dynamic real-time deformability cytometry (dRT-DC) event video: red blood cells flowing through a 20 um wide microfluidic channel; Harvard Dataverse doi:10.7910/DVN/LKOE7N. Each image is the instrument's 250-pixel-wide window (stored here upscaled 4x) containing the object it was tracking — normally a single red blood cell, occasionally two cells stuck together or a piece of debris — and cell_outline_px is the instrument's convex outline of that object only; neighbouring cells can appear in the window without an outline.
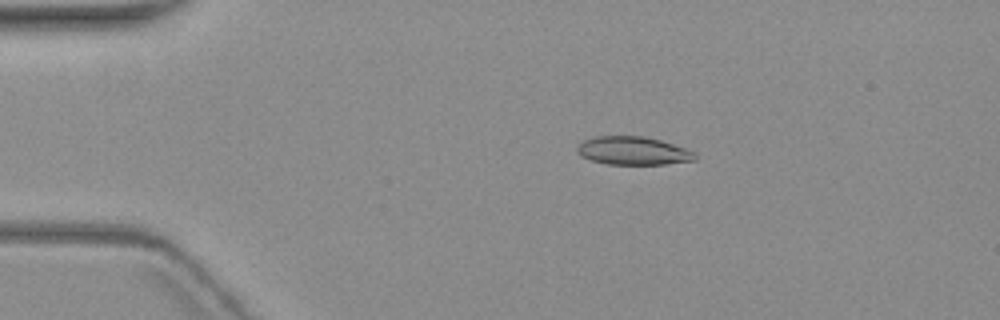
{"species": "common noctule bat (a hibernating species)", "species_latin": "Nyctalus noctula", "temperature_condition": "warm", "stored_images_in_passage": 6, "camera_frame_rate_fps": 3000, "um_per_image_px": 0.085, "animal": {"sex": "female", "body_mass_g": 19.3, "forearm_length_mm": 54.1}, "frame": {"image": 1, "passage_image": 3, "time_ms": 3.333, "image_size_px": [1000, 320], "cell_outline_px": [[696, 160], [664, 164], [608, 164], [592, 160], [580, 156], [576, 152], [576, 148], [584, 140], [596, 136], [640, 136], [660, 140], [696, 152]], "centroid_in_image_um": [53.8, 12.82], "position_along_channel_um": 31.2, "area_um2": 19.25}}